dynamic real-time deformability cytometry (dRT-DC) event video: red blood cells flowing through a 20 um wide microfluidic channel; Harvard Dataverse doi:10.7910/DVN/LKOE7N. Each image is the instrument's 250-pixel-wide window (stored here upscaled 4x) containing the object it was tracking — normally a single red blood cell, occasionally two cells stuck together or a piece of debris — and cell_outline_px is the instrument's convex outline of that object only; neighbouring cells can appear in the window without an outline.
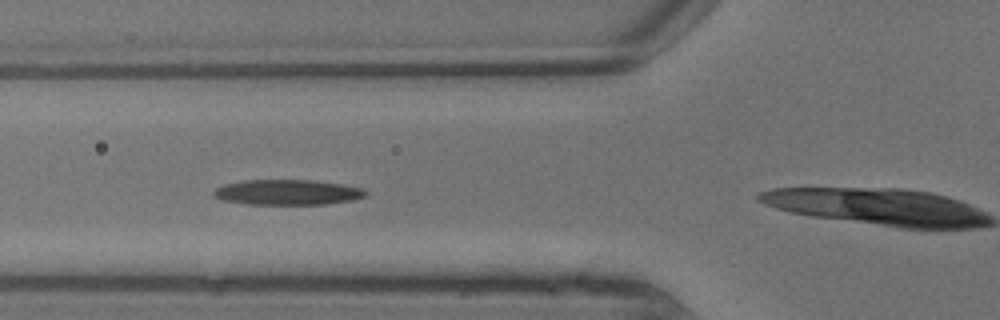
{"species": "common noctule bat (a hibernating species)", "species_latin": "Nyctalus noctula", "temperature_condition": "warm", "stored_images_in_passage": 4, "camera_frame_rate_fps": 3000, "um_per_image_px": 0.085, "animal": {"sex": "male", "body_mass_g": 13.3}, "frame": {"image": 1, "passage_image": 2, "time_ms": 0.333, "image_size_px": [1000, 320], "cell_outline_px": [[368, 192], [364, 196], [352, 200], [328, 204], [248, 204], [224, 200], [212, 196], [212, 192], [216, 188], [224, 184], [244, 180], [312, 180], [340, 184], [360, 188]], "centroid_in_image_um": [24.39, 16.34], "position_along_channel_um": 101.4, "area_um2": 22.25}}
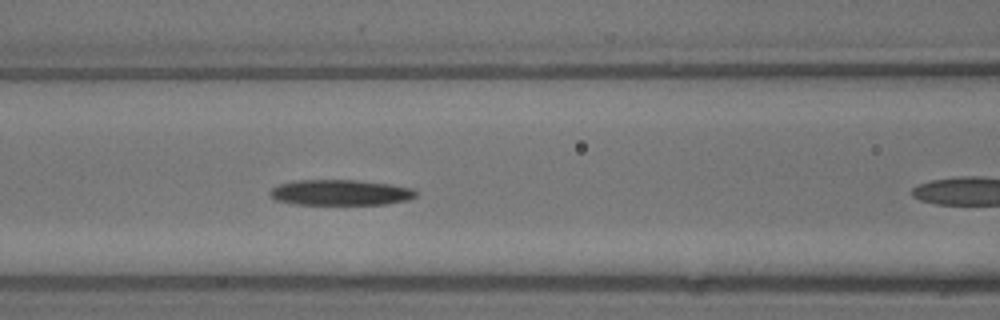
{"frame": {"image": 2, "passage_image": 3, "time_ms": 0.667, "image_size_px": [1000, 320], "cell_outline_px": [[416, 196], [408, 200], [384, 204], [296, 204], [276, 200], [268, 196], [268, 192], [272, 188], [280, 184], [296, 180], [360, 180], [388, 184], [412, 188], [416, 192]], "centroid_in_image_um": [28.9, 16.36], "position_along_channel_um": 137.7, "area_um2": 21.73}}